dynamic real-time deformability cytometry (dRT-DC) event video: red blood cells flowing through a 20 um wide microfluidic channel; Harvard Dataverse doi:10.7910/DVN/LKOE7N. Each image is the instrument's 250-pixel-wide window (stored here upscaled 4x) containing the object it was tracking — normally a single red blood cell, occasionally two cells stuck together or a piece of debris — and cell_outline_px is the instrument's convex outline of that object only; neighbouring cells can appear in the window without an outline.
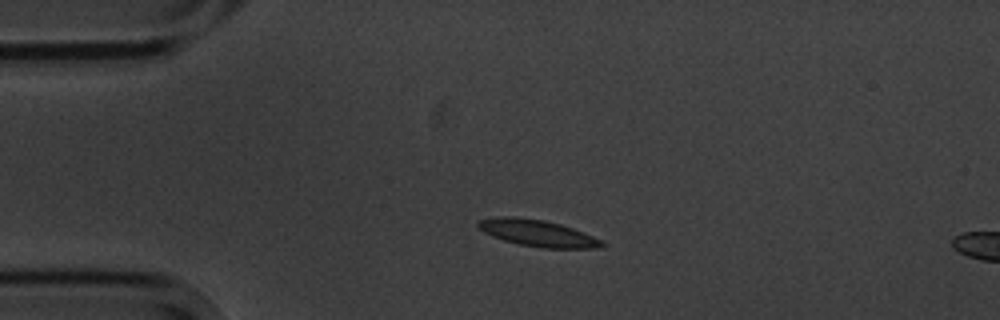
{"species": "common noctule bat (a hibernating species)", "species_latin": "Nyctalus noctula", "temperature_condition": "cold", "stored_images_in_passage": 2, "camera_frame_rate_fps": 3000, "um_per_image_px": 0.085, "animal": {"sex": "male", "body_mass_g": 20.1, "forearm_length_mm": 53.5}, "frame": {"image": 1, "passage_image": 1, "time_ms": 0.0, "image_size_px": [1000, 320], "cell_outline_px": [[608, 244], [596, 248], [540, 248], [520, 244], [504, 240], [484, 232], [476, 224], [476, 220], [500, 216], [516, 216], [544, 220], [560, 224], [584, 232]], "centroid_in_image_um": [45.68, 19.8], "position_along_channel_um": 39.3, "area_um2": 19.13}}